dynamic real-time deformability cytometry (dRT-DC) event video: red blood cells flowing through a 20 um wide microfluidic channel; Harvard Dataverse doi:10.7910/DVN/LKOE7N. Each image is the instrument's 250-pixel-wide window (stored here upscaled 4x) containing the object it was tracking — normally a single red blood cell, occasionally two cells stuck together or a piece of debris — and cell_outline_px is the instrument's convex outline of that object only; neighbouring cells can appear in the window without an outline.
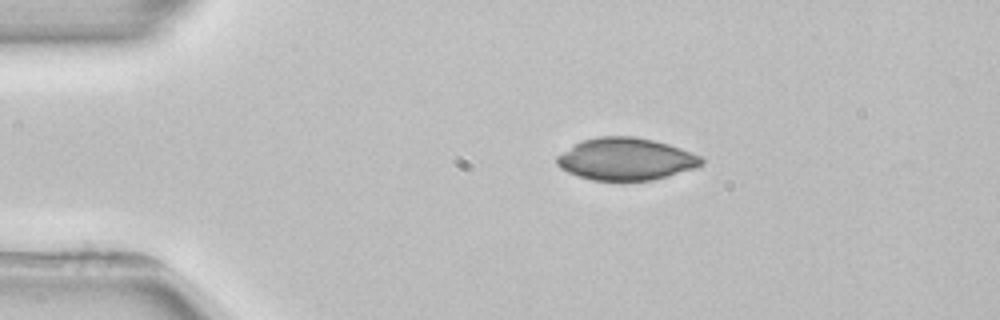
{"species": "common noctule bat (a hibernating species)", "species_latin": "Nyctalus noctula", "temperature_condition": "room temperature", "stored_images_in_passage": 2, "camera_frame_rate_fps": 3000, "um_per_image_px": 0.085, "animal": {"sex": "female", "body_mass_g": 22.7, "forearm_length_mm": 54.2}, "frame": {"image": 1, "passage_image": 2, "time_ms": 1.333, "image_size_px": [1000, 320], "cell_outline_px": [[704, 164], [696, 168], [668, 176], [652, 180], [592, 180], [568, 172], [560, 168], [556, 164], [556, 156], [576, 144], [584, 140], [600, 136], [632, 136], [652, 140], [668, 144], [692, 152], [700, 156], [704, 160]], "centroid_in_image_um": [53.22, 13.52], "position_along_channel_um": 31.8, "area_um2": 35.37}}